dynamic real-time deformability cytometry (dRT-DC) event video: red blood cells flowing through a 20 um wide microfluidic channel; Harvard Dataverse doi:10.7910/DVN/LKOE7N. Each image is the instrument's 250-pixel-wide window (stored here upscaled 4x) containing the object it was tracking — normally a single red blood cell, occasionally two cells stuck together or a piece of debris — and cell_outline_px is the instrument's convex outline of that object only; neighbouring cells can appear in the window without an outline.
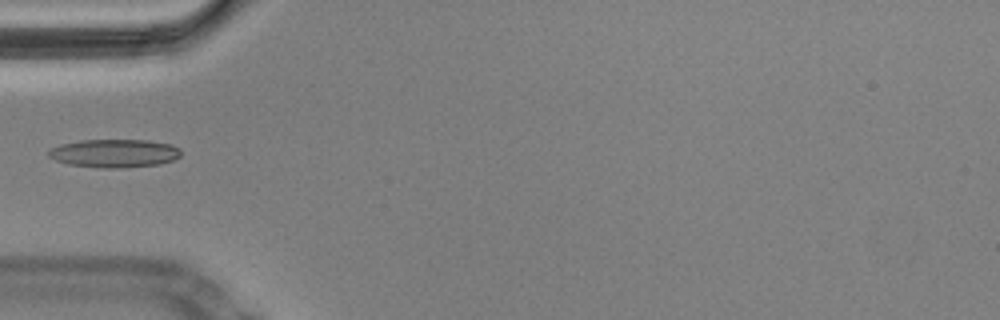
{"species": "Egyptian fruit bat (a non-hibernating species)", "species_latin": "Rousettus aegyptiacus", "temperature_condition": "cold", "stored_images_in_passage": 40, "camera_frame_rate_fps": 3000, "um_per_image_px": 0.085, "animal": {"sex": "male"}, "frame": {"image": 1, "passage_image": 1, "time_ms": 0.0, "image_size_px": [1000, 320], "cell_outline_px": [[180, 156], [172, 160], [160, 164], [116, 168], [104, 168], [68, 164], [56, 160], [48, 156], [48, 148], [60, 144], [80, 140], [148, 140], [172, 144], [180, 148]], "centroid_in_image_um": [9.71, 13.02], "position_along_channel_um": 75.3, "area_um2": 21.85}}